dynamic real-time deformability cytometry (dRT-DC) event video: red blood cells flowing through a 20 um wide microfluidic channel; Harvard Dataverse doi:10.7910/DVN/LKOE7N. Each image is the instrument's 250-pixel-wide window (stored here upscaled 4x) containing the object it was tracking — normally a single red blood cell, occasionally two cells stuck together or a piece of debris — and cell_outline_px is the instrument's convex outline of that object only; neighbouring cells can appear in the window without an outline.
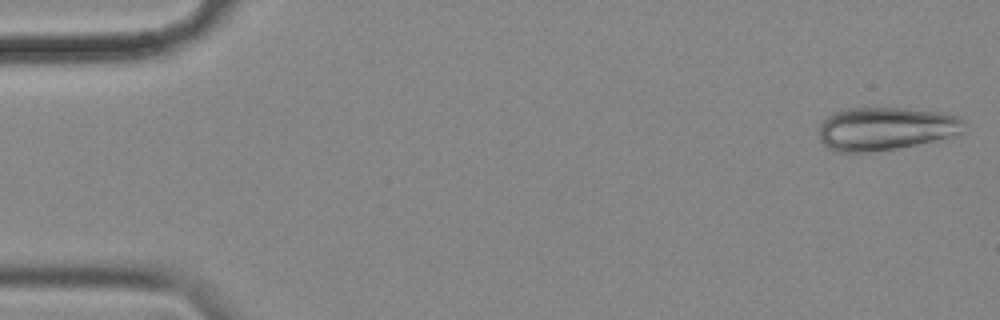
{"species": "common noctule bat (a hibernating species)", "species_latin": "Nyctalus noctula", "temperature_condition": "cold", "stored_images_in_passage": 54, "camera_frame_rate_fps": 3000, "um_per_image_px": 0.085, "animal": {"sex": "female", "body_mass_g": 18.4}, "frame": {"image": 1, "passage_image": 1, "time_ms": 0.0, "image_size_px": [1000, 320], "cell_outline_px": [[964, 120], [960, 132], [948, 136], [916, 144], [860, 156], [836, 152], [828, 148], [820, 140], [820, 124], [828, 116], [836, 112], [848, 108], [904, 108], [940, 112], [960, 116]], "centroid_in_image_um": [75.19, 10.97], "position_along_channel_um": 9.8, "area_um2": 36.76}}